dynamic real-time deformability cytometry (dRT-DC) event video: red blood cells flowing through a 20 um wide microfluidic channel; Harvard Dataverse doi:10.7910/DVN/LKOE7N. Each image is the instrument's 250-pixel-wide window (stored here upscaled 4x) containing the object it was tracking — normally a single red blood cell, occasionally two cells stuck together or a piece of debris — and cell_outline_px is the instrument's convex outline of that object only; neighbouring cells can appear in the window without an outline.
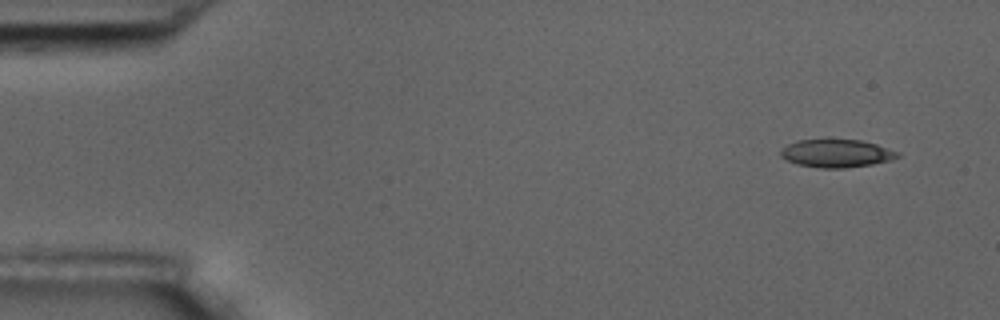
{"species": "common noctule bat (a hibernating species)", "species_latin": "Nyctalus noctula", "temperature_condition": "room temperature", "stored_images_in_passage": 5, "camera_frame_rate_fps": 3000, "um_per_image_px": 0.085, "animal": {"sex": "male", "body_mass_g": 17.5, "forearm_length_mm": 52.3}, "frame": {"image": 1, "passage_image": 1, "time_ms": 0.0, "image_size_px": [1000, 320], "cell_outline_px": [[900, 156], [892, 160], [872, 164], [844, 168], [820, 168], [796, 164], [780, 156], [780, 152], [788, 144], [796, 140], [832, 136], [860, 140], [876, 144], [900, 152]], "centroid_in_image_um": [71.09, 12.98], "position_along_channel_um": 13.9, "area_um2": 19.88}}
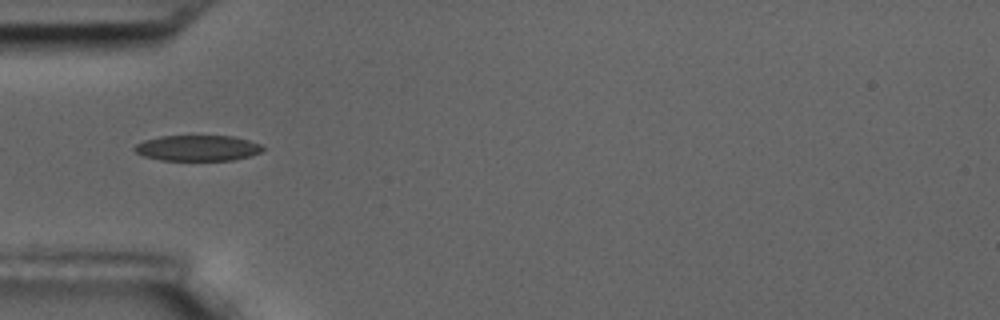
{"frame": {"image": 2, "passage_image": 5, "time_ms": 4.667, "image_size_px": [1000, 320], "cell_outline_px": [[264, 148], [260, 152], [248, 156], [232, 160], [160, 160], [144, 156], [136, 152], [132, 148], [136, 144], [144, 140], [160, 136], [232, 136], [248, 140], [260, 144]], "centroid_in_image_um": [16.76, 12.58], "position_along_channel_um": 68.2, "area_um2": 19.07}}